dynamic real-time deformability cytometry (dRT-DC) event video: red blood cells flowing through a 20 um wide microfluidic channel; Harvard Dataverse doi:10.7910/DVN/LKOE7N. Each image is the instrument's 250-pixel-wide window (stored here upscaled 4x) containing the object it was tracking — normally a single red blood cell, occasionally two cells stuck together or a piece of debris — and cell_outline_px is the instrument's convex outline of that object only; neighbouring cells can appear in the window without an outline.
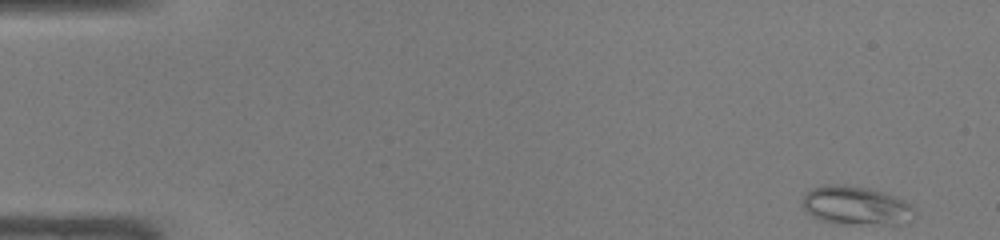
{"species": "common noctule bat (a hibernating species)", "species_latin": "Nyctalus noctula", "temperature_condition": "warm", "stored_images_in_passage": 47, "segment_of_instrument_passage": [1, 2], "camera_frame_rate_fps": 3000, "um_per_image_px": 0.085, "animal": {"sex": "male", "body_mass_g": 19.0, "forearm_length_mm": 50.8}, "frame": {"image": 1, "passage_image": 1, "time_ms": 0.0, "image_size_px": [1000, 240], "cell_outline_px": [[916, 220], [896, 224], [832, 224], [820, 220], [812, 216], [804, 208], [804, 192], [812, 188], [824, 184], [844, 184], [868, 188], [884, 192], [904, 200], [912, 208]], "centroid_in_image_um": [72.75, 17.48], "position_along_channel_um": 12.3, "area_um2": 25.55}}
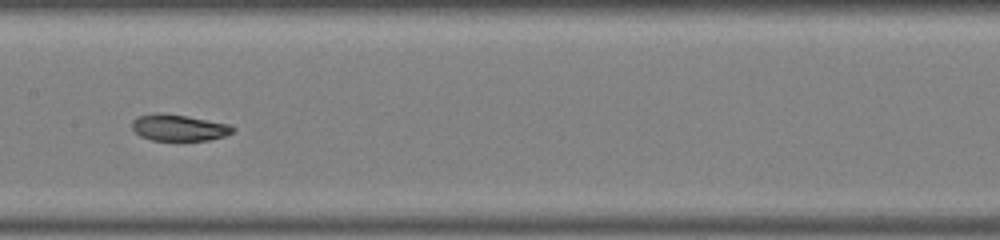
{"frame": {"image": 2, "passage_image": 23, "time_ms": 7.333, "image_size_px": [1000, 240], "cell_outline_px": [[236, 128], [232, 132], [224, 136], [208, 140], [152, 140], [140, 136], [132, 128], [132, 120], [140, 116], [184, 116], [228, 124]], "centroid_in_image_um": [15.24, 10.9], "position_along_channel_um": 192.2, "area_um2": 14.57}}
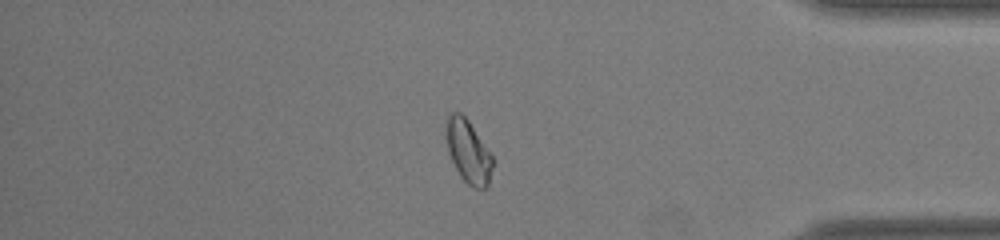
{"frame": {"image": 3, "passage_image": 39, "time_ms": 12.667, "image_size_px": [1000, 240], "cell_outline_px": [[492, 168], [488, 184], [484, 188], [472, 188], [460, 176], [448, 152], [448, 116], [452, 112], [460, 112], [468, 120], [492, 156]], "centroid_in_image_um": [39.82, 12.91], "position_along_channel_um": 395.4, "area_um2": 16.36}}